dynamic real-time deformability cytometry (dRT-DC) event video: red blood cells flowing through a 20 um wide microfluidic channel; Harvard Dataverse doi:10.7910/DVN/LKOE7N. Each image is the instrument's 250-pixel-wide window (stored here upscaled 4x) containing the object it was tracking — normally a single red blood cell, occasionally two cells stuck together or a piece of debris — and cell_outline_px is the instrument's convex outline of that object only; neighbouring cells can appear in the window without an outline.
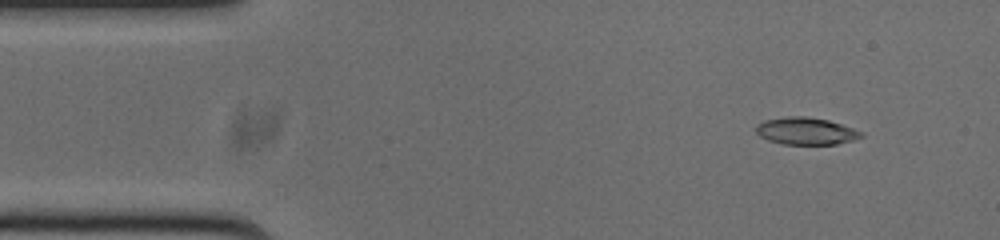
{"species": "common noctule bat (a hibernating species)", "species_latin": "Nyctalus noctula", "temperature_condition": "cold", "stored_images_in_passage": 49, "camera_frame_rate_fps": 3000, "um_per_image_px": 0.085, "animal": {"sex": "male", "body_mass_g": 20.0, "forearm_length_mm": 53.3}, "frame": {"image": 1, "passage_image": 1, "time_ms": 0.0, "image_size_px": [1000, 240], "cell_outline_px": [[864, 136], [852, 140], [836, 144], [784, 144], [768, 140], [760, 136], [756, 132], [756, 124], [764, 120], [788, 116], [808, 116], [828, 120], [864, 132]], "centroid_in_image_um": [68.49, 11.13], "position_along_channel_um": 16.5, "area_um2": 16.65}}
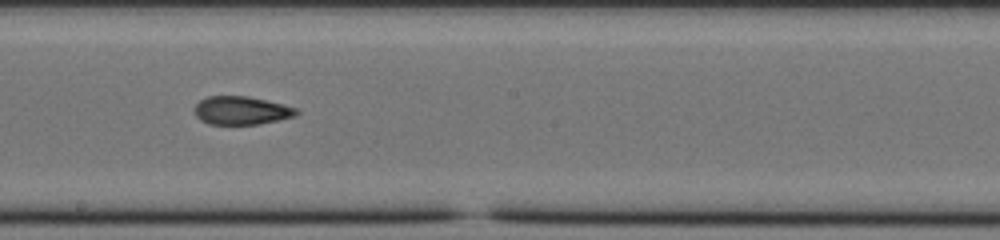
{"frame": {"image": 2, "passage_image": 24, "time_ms": 7.667, "image_size_px": [1000, 240], "cell_outline_px": [[300, 112], [296, 116], [260, 124], [208, 124], [200, 120], [196, 116], [192, 108], [200, 100], [208, 96], [248, 96], [296, 108]], "centroid_in_image_um": [20.47, 9.4], "position_along_channel_um": 227.7, "area_um2": 16.82}}
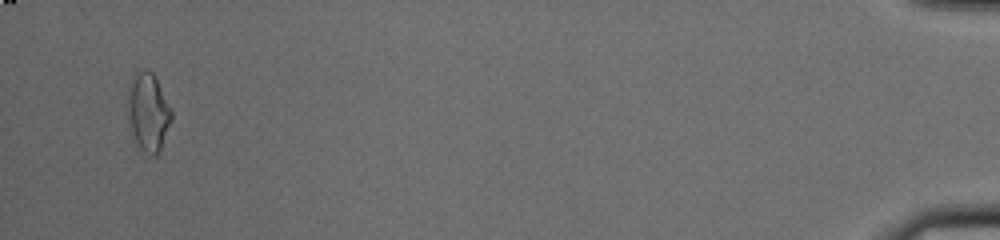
{"frame": {"image": 3, "passage_image": 47, "time_ms": 15.333, "image_size_px": [1000, 240], "cell_outline_px": [[172, 120], [160, 148], [156, 156], [148, 156], [140, 148], [132, 132], [128, 116], [128, 96], [132, 76], [136, 72], [144, 68], [148, 68], [156, 76], [172, 112]], "centroid_in_image_um": [12.61, 9.49], "position_along_channel_um": 422.6, "area_um2": 19.83}, "authors_computed_cell_mechanics": {"area_um2": 17.5134, "velocity_mm_per_s": 3.7828, "shape_relaxation_time_tau1_ms": null, "shape_relaxation_time_tau2_ms": 3.4823, "deformation_change_tau1": null, "deformation_change_tau2": 0.1109}}